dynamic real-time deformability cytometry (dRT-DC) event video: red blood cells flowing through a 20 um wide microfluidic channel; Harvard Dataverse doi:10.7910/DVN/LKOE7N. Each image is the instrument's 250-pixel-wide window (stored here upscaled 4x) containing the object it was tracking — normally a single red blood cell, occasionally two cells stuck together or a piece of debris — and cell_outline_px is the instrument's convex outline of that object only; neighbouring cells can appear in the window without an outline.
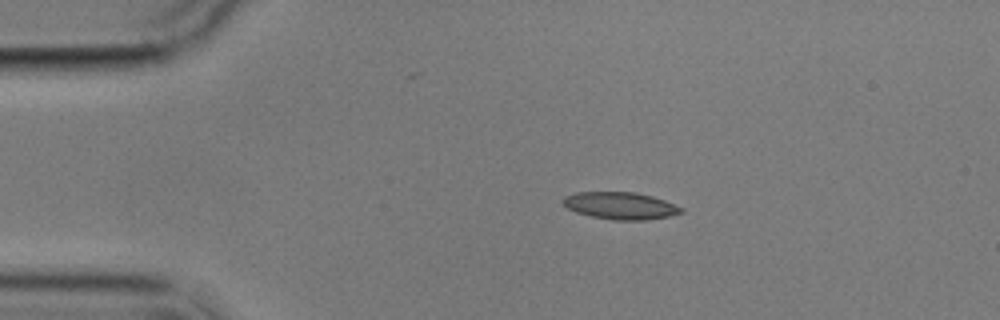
{"species": "common noctule bat (a hibernating species)", "species_latin": "Nyctalus noctula", "temperature_condition": "cold", "stored_images_in_passage": 8, "camera_frame_rate_fps": 3000, "um_per_image_px": 0.085, "animal": {"sex": "male", "body_mass_g": 17.9}, "frame": {"image": 1, "passage_image": 3, "time_ms": 2.333, "image_size_px": [1000, 320], "cell_outline_px": [[684, 212], [668, 216], [644, 220], [612, 220], [592, 216], [576, 212], [568, 208], [560, 200], [564, 196], [576, 192], [636, 192], [652, 196], [664, 200], [684, 208]], "centroid_in_image_um": [52.73, 17.48], "position_along_channel_um": 32.3, "area_um2": 18.73}}
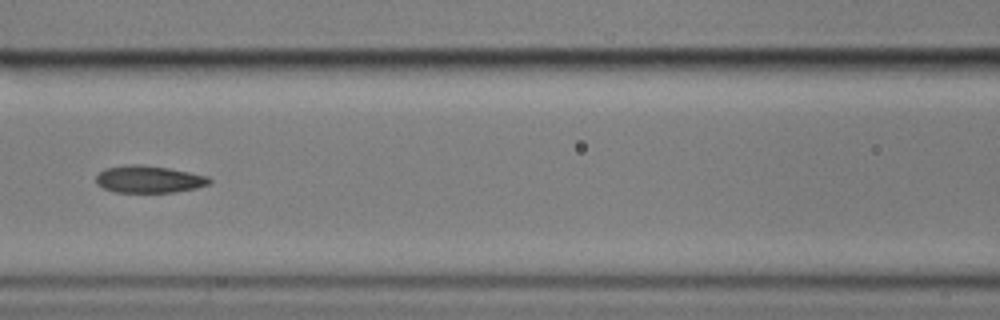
{"frame": {"image": 2, "passage_image": 7, "time_ms": 7.0, "image_size_px": [1000, 320], "cell_outline_px": [[212, 180], [208, 184], [196, 188], [176, 192], [112, 192], [96, 184], [96, 176], [104, 168], [128, 164], [140, 164], [168, 168], [208, 176]], "centroid_in_image_um": [12.62, 15.23], "position_along_channel_um": 154.0, "area_um2": 17.98}}
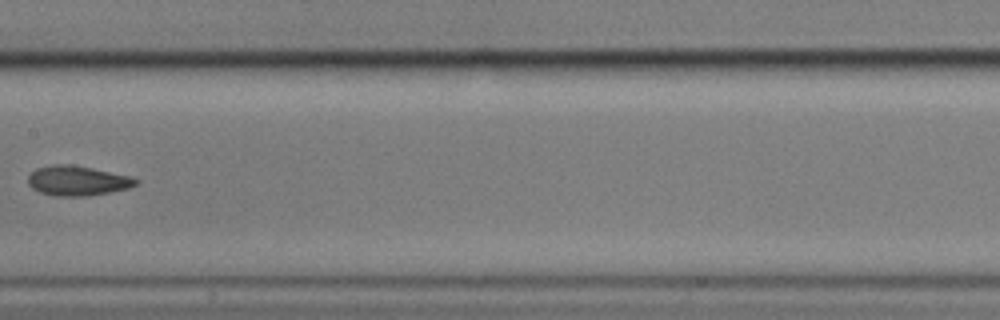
{"frame": {"image": 3, "passage_image": 8, "time_ms": 8.333, "image_size_px": [1000, 320], "cell_outline_px": [[140, 180], [136, 184], [128, 188], [88, 196], [56, 196], [40, 192], [32, 188], [28, 184], [28, 176], [36, 168], [52, 164], [68, 164], [92, 168], [128, 176]], "centroid_in_image_um": [6.54, 15.36], "position_along_channel_um": 200.9, "area_um2": 18.55}}